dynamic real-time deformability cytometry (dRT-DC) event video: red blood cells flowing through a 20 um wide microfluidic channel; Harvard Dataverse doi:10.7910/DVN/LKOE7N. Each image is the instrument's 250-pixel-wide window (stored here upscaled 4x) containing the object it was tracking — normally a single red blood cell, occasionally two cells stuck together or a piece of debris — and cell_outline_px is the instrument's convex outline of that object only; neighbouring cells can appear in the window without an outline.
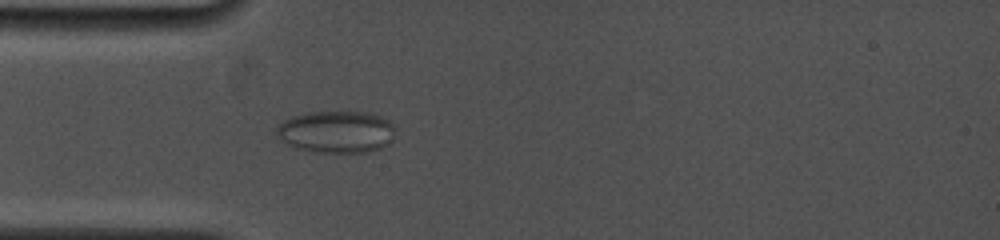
{"species": "common noctule bat (a hibernating species)", "species_latin": "Nyctalus noctula", "temperature_condition": "cold", "stored_images_in_passage": 87, "camera_frame_rate_fps": 5000, "um_per_image_px": 0.085, "animal": {"sex": "female", "body_mass_g": 19.0, "forearm_length_mm": 53.3}, "frame": {"image": 1, "passage_image": 26, "time_ms": 5.0, "image_size_px": [1000, 240], "cell_outline_px": [[396, 128], [392, 140], [388, 144], [380, 148], [368, 152], [316, 152], [300, 148], [288, 144], [280, 140], [276, 132], [276, 128], [284, 120], [292, 116], [308, 112], [372, 112], [388, 120]], "centroid_in_image_um": [28.62, 11.19], "position_along_channel_um": 56.4, "area_um2": 29.13}}
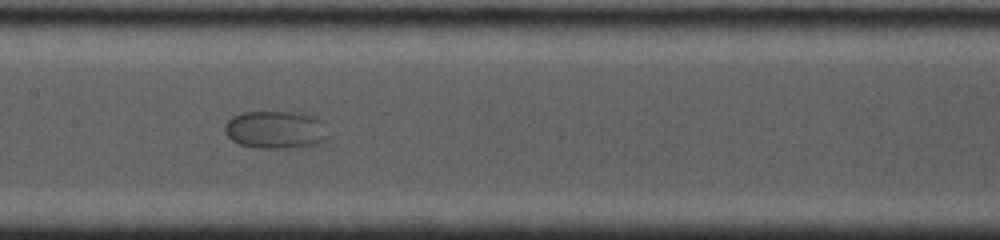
{"frame": {"image": 2, "passage_image": 44, "time_ms": 8.6, "image_size_px": [1000, 240], "cell_outline_px": [[328, 136], [324, 140], [316, 144], [284, 148], [260, 148], [240, 144], [232, 140], [224, 132], [224, 124], [232, 116], [240, 112], [292, 112], [312, 116], [320, 120]], "centroid_in_image_um": [23.36, 11.02], "position_along_channel_um": 184.0, "area_um2": 22.48}}
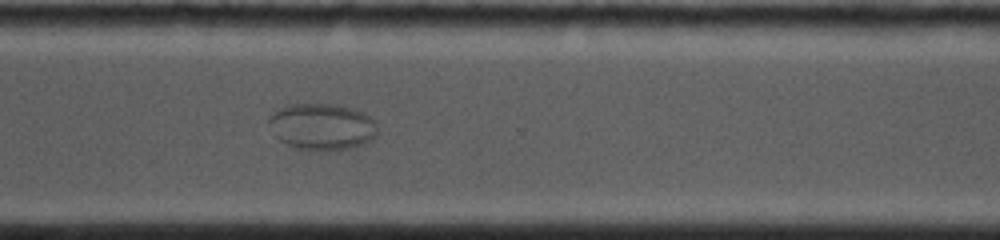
{"frame": {"image": 3, "passage_image": 66, "time_ms": 13.0, "image_size_px": [1000, 240], "cell_outline_px": [[376, 136], [372, 140], [364, 144], [348, 148], [300, 148], [288, 144], [280, 140], [276, 136], [268, 124], [268, 116], [276, 108], [284, 104], [336, 104], [352, 108], [368, 116], [376, 124]], "centroid_in_image_um": [27.32, 10.71], "position_along_channel_um": 343.3, "area_um2": 28.96}}